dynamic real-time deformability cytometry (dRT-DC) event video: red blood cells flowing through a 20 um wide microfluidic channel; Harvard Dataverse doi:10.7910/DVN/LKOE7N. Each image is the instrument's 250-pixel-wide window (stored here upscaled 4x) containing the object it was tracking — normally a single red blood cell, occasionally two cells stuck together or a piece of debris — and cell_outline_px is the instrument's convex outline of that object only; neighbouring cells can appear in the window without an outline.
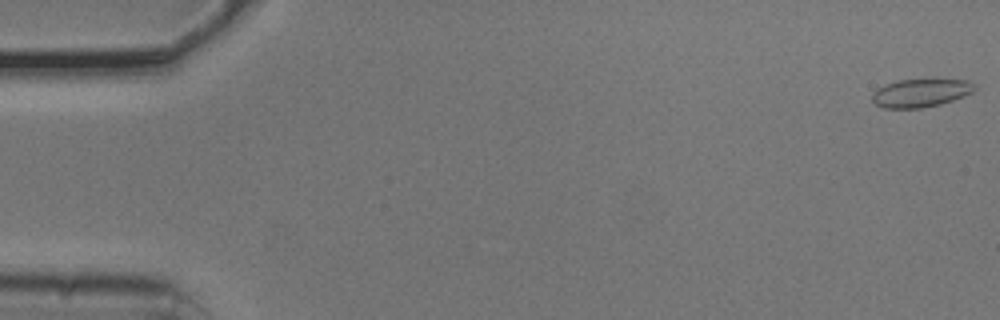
{"species": "common noctule bat (a hibernating species)", "species_latin": "Nyctalus noctula", "temperature_condition": "cold", "stored_images_in_passage": 54, "camera_frame_rate_fps": 3000, "um_per_image_px": 0.085, "animal": {"sex": "male", "body_mass_g": 20.5, "forearm_length_mm": 52.5}, "frame": {"image": 1, "passage_image": 1, "time_ms": 0.0, "image_size_px": [1000, 320], "cell_outline_px": [[976, 88], [972, 92], [964, 96], [940, 104], [920, 108], [884, 108], [876, 104], [872, 100], [872, 92], [876, 88], [884, 84], [896, 80], [928, 76], [932, 76], [968, 80], [976, 84]], "centroid_in_image_um": [78.29, 7.82], "position_along_channel_um": 6.7, "area_um2": 17.92}}
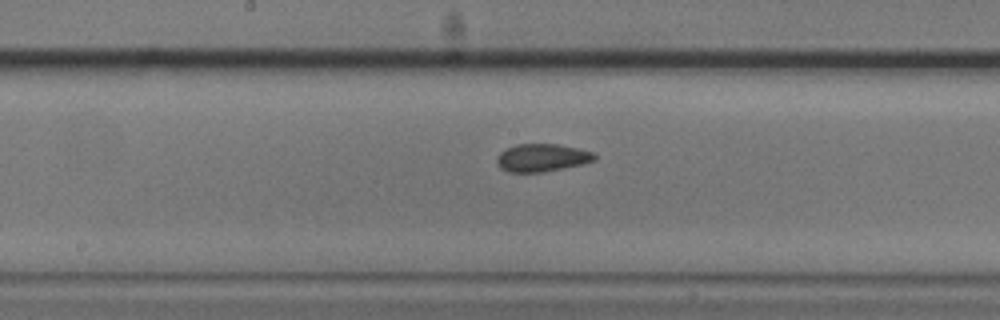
{"frame": {"image": 2, "passage_image": 28, "time_ms": 9.0, "image_size_px": [1000, 320], "cell_outline_px": [[596, 160], [584, 164], [544, 172], [508, 172], [500, 168], [496, 160], [496, 156], [500, 152], [516, 144], [556, 144], [576, 148], [592, 152], [596, 156]], "centroid_in_image_um": [46.06, 13.41], "position_along_channel_um": 202.1, "area_um2": 15.84}}
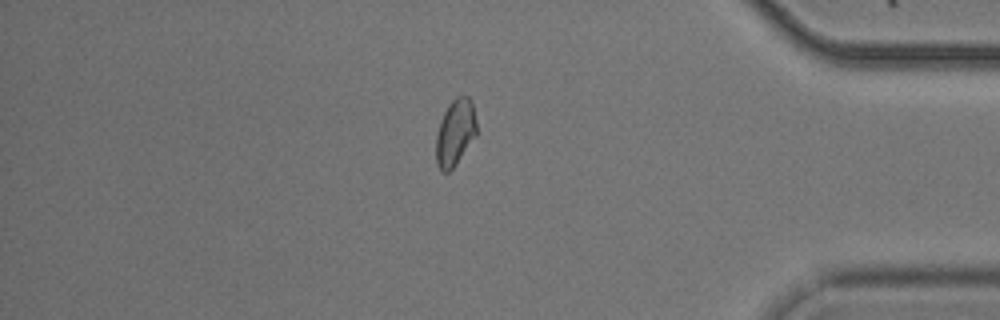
{"frame": {"image": 3, "passage_image": 46, "time_ms": 15.0, "image_size_px": [1000, 320], "cell_outline_px": [[476, 136], [456, 164], [448, 172], [444, 172], [436, 164], [436, 136], [440, 120], [448, 104], [456, 96], [468, 96], [472, 100], [476, 120]], "centroid_in_image_um": [38.69, 11.24], "position_along_channel_um": 396.5, "area_um2": 15.78}, "authors_computed_cell_mechanics": {"area_um2": 15.895, "velocity_mm_per_s": 3.7506, "shape_relaxation_time_tau1_ms": 10.2215, "shape_relaxation_time_tau2_ms": 1.6185, "deformation_change_tau1": 0.149, "deformation_change_tau2": 0.0662}}